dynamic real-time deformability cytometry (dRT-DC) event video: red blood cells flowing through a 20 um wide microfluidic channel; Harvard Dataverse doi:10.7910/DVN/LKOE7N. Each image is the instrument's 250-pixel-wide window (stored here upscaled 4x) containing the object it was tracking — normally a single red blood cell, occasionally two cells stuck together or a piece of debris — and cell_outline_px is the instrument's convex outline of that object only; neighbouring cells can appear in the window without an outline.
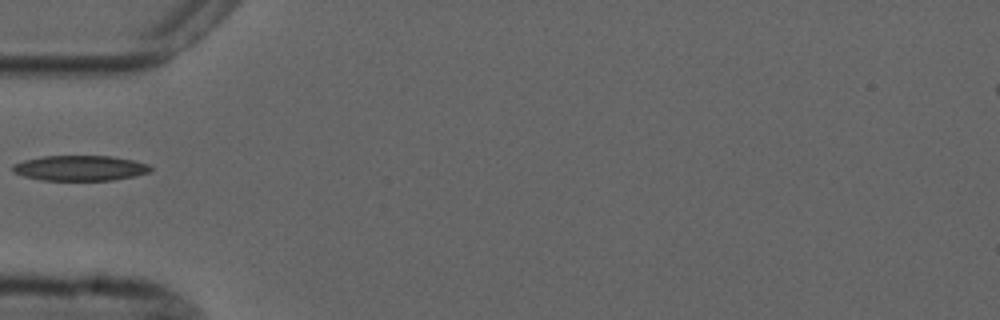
{"species": "common noctule bat (a hibernating species)", "species_latin": "Nyctalus noctula", "temperature_condition": "cold", "stored_images_in_passage": 1, "camera_frame_rate_fps": 3000, "um_per_image_px": 0.085, "animal": {"sex": "male", "forearm_length_mm": 52.5}, "frame": {"image": 1, "passage_image": 1, "time_ms": 0.0, "image_size_px": [1000, 320], "cell_outline_px": [[152, 168], [148, 172], [136, 176], [112, 180], [40, 180], [24, 176], [12, 172], [12, 164], [24, 160], [44, 156], [112, 156], [132, 160], [148, 164]], "centroid_in_image_um": [6.78, 14.29], "position_along_channel_um": 78.2, "area_um2": 20.29}}